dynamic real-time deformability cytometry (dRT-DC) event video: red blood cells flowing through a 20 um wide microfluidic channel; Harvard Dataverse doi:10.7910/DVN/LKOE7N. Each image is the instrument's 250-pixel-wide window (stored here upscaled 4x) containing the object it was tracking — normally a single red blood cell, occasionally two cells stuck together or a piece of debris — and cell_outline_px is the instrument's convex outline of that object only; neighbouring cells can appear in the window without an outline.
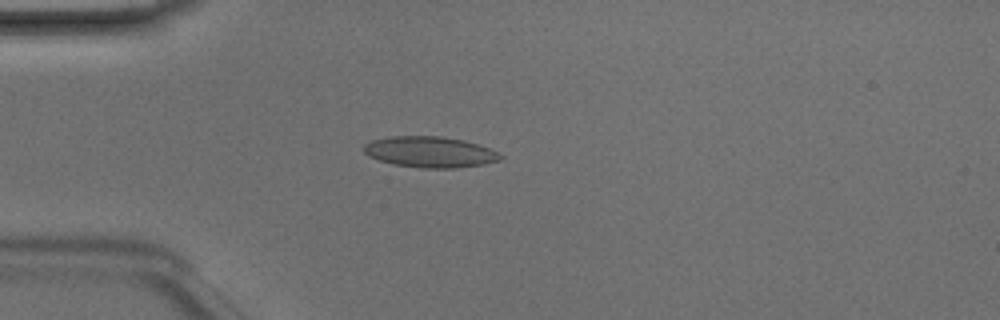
{"species": "Egyptian fruit bat (a non-hibernating species)", "species_latin": "Rousettus aegyptiacus", "temperature_condition": "room temperature", "stored_images_in_passage": 41, "camera_frame_rate_fps": 3000, "um_per_image_px": 0.085, "animal": {"sex": "male"}, "frame": {"image": 1, "passage_image": 10, "time_ms": 3.0, "image_size_px": [1000, 320], "cell_outline_px": [[504, 156], [500, 160], [480, 164], [456, 168], [420, 168], [392, 164], [368, 156], [364, 152], [364, 144], [372, 140], [388, 136], [440, 136], [464, 140], [488, 148]], "centroid_in_image_um": [36.5, 12.91], "position_along_channel_um": 48.5, "area_um2": 24.51}}
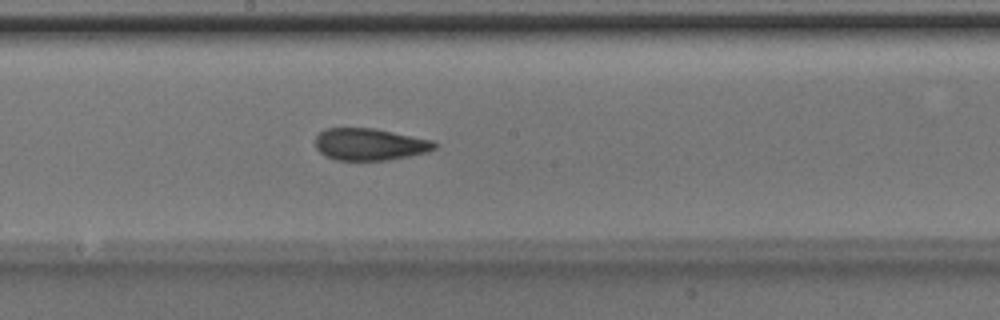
{"frame": {"image": 2, "passage_image": 23, "time_ms": 7.333, "image_size_px": [1000, 320], "cell_outline_px": [[436, 148], [428, 152], [388, 160], [336, 160], [324, 156], [316, 148], [316, 136], [324, 128], [376, 128], [432, 140], [436, 144]], "centroid_in_image_um": [31.41, 12.26], "position_along_channel_um": 216.8, "area_um2": 22.31}}
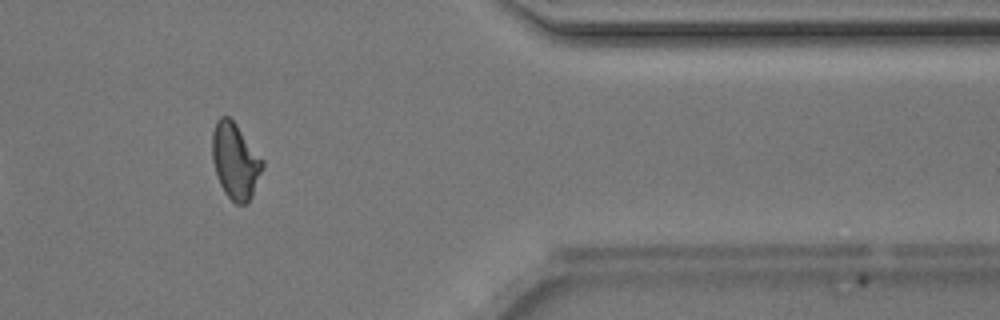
{"frame": {"image": 3, "passage_image": 37, "time_ms": 12.0, "image_size_px": [1000, 320], "cell_outline_px": [[264, 164], [252, 196], [248, 204], [236, 204], [224, 192], [220, 184], [212, 160], [212, 132], [216, 120], [220, 116], [228, 116], [236, 124], [264, 160]], "centroid_in_image_um": [19.99, 13.68], "position_along_channel_um": 391.4, "area_um2": 22.2}, "authors_computed_cell_mechanics": {"area_um2": 22.3108, "velocity_mm_per_s": 4.2128, "shape_relaxation_time_tau1_ms": 7.1025, "shape_relaxation_time_tau2_ms": 2.3626, "deformation_change_tau1": 0.1815, "deformation_change_tau2": 0.0886}}